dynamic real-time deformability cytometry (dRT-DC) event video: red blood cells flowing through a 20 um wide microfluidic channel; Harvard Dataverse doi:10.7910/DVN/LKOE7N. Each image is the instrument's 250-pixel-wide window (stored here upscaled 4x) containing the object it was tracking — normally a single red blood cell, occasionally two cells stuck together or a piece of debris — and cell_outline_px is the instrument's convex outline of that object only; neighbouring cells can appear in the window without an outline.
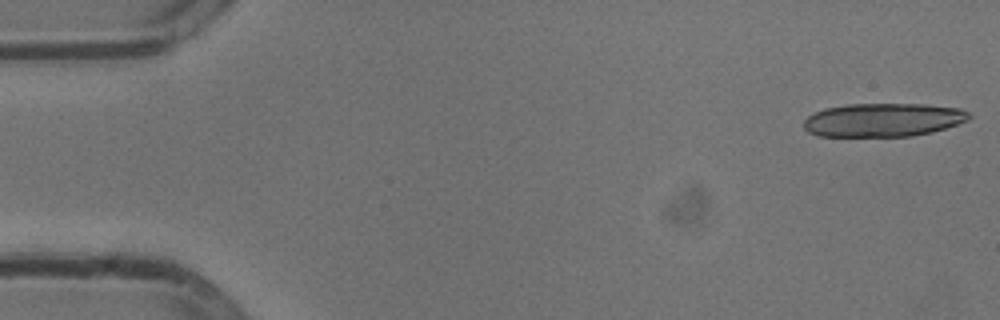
{"species": "common noctule bat (a hibernating species)", "species_latin": "Nyctalus noctula", "temperature_condition": "cold", "stored_images_in_passage": 18, "camera_frame_rate_fps": 3000, "um_per_image_px": 0.085, "animal": {"sex": "male", "body_mass_g": 13.3}, "frame": {"image": 1, "passage_image": 1, "time_ms": 0.0, "image_size_px": [1000, 320], "cell_outline_px": [[972, 116], [968, 120], [932, 132], [912, 136], [820, 136], [808, 132], [804, 128], [804, 120], [808, 116], [824, 108], [848, 104], [924, 104], [960, 108], [968, 112]], "centroid_in_image_um": [75.06, 10.19], "position_along_channel_um": 9.9, "area_um2": 32.25}}